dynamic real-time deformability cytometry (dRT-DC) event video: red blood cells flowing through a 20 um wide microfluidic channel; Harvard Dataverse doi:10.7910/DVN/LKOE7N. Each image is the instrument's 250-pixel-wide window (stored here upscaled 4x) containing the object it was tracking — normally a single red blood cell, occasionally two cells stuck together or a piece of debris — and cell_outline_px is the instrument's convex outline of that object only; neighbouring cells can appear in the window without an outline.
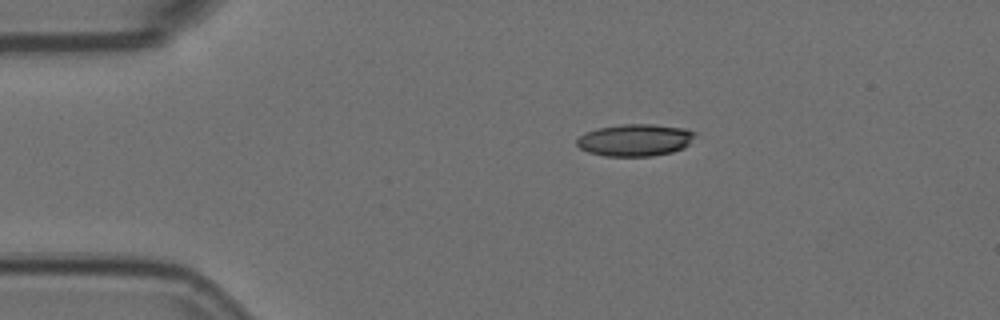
{"species": "Egyptian fruit bat (a non-hibernating species)", "species_latin": "Rousettus aegyptiacus", "temperature_condition": "room temperature", "stored_images_in_passage": 5, "camera_frame_rate_fps": 3000, "um_per_image_px": 0.085, "animal": {"sex": "female"}, "frame": {"image": 1, "passage_image": 5, "time_ms": 1.333, "image_size_px": [1000, 320], "cell_outline_px": [[696, 132], [688, 144], [684, 148], [672, 152], [652, 156], [604, 156], [588, 152], [580, 148], [576, 144], [576, 140], [584, 132], [596, 128], [620, 124], [652, 124], [684, 128]], "centroid_in_image_um": [53.94, 11.9], "position_along_channel_um": 31.1, "area_um2": 22.2}}